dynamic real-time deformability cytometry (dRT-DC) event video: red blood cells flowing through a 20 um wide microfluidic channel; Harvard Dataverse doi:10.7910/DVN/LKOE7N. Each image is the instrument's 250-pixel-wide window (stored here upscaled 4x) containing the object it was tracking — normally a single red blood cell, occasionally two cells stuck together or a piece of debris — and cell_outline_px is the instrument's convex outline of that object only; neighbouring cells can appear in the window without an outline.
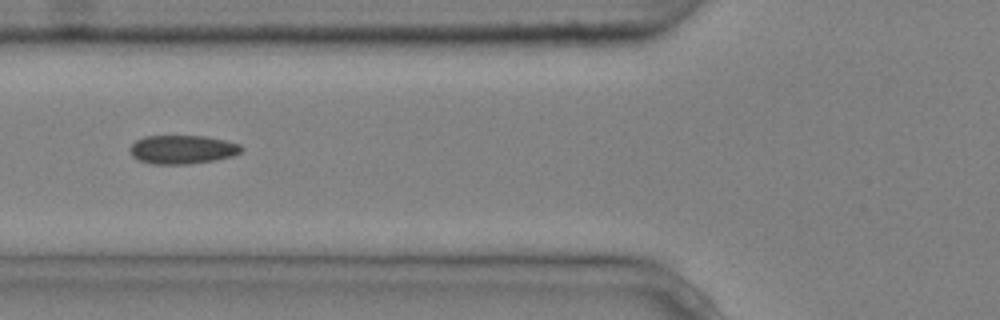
{"species": "common noctule bat (a hibernating species)", "species_latin": "Nyctalus noctula", "temperature_condition": "cold", "stored_images_in_passage": 9, "camera_frame_rate_fps": 3000, "um_per_image_px": 0.085, "animal": {"sex": "male", "body_mass_g": 20.4}, "frame": {"image": 1, "passage_image": 7, "time_ms": 2.0, "image_size_px": [1000, 320], "cell_outline_px": [[244, 148], [240, 152], [232, 156], [212, 160], [188, 164], [152, 164], [140, 160], [132, 156], [128, 148], [136, 140], [144, 136], [208, 136], [240, 144]], "centroid_in_image_um": [15.48, 12.7], "position_along_channel_um": 110.3, "area_um2": 18.61}}